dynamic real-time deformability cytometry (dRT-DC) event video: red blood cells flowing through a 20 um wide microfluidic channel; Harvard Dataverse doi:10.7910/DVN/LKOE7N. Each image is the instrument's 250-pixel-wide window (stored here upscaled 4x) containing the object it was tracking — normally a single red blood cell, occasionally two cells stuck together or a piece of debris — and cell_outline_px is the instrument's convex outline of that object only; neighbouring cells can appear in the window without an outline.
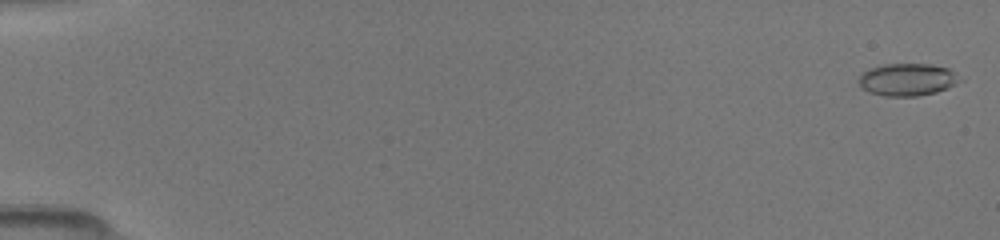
{"species": "common noctule bat (a hibernating species)", "species_latin": "Nyctalus noctula", "temperature_condition": "room temperature", "stored_images_in_passage": 80, "camera_frame_rate_fps": 3000, "um_per_image_px": 0.085, "animal": {"sex": "female", "body_mass_g": 19.5, "forearm_length_mm": 54.1}, "frame": {"image": 1, "passage_image": 2, "time_ms": 0.333, "image_size_px": [1000, 240], "cell_outline_px": [[964, 80], [956, 84], [936, 92], [916, 96], [884, 96], [868, 92], [856, 80], [868, 68], [884, 64], [932, 64], [948, 68]], "centroid_in_image_um": [77.13, 6.76], "position_along_channel_um": 7.9, "area_um2": 19.13}}
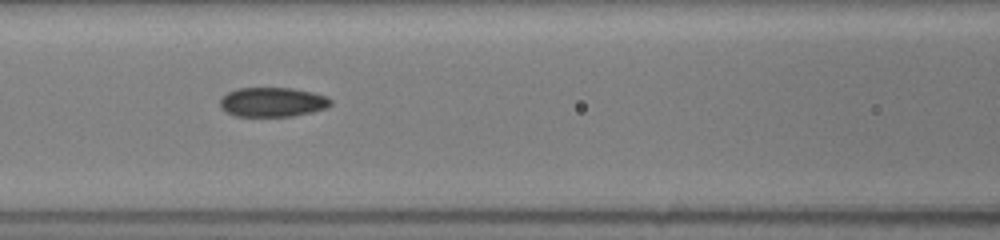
{"frame": {"image": 2, "passage_image": 30, "time_ms": 7.667, "image_size_px": [1000, 240], "cell_outline_px": [[332, 104], [328, 108], [312, 112], [292, 116], [236, 116], [228, 112], [220, 104], [220, 100], [228, 92], [240, 88], [292, 88], [312, 92], [324, 96], [332, 100]], "centroid_in_image_um": [23.21, 8.68], "position_along_channel_um": 143.4, "area_um2": 18.79}}
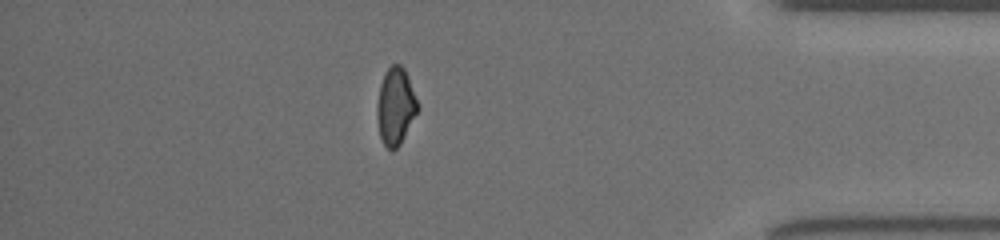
{"frame": {"image": 3, "passage_image": 67, "time_ms": 14.667, "image_size_px": [1000, 240], "cell_outline_px": [[420, 108], [400, 144], [392, 152], [384, 144], [380, 136], [376, 116], [376, 108], [380, 84], [384, 72], [392, 64], [400, 64], [404, 68], [420, 104]], "centroid_in_image_um": [33.63, 9.02], "position_along_channel_um": 401.6, "area_um2": 18.5}}